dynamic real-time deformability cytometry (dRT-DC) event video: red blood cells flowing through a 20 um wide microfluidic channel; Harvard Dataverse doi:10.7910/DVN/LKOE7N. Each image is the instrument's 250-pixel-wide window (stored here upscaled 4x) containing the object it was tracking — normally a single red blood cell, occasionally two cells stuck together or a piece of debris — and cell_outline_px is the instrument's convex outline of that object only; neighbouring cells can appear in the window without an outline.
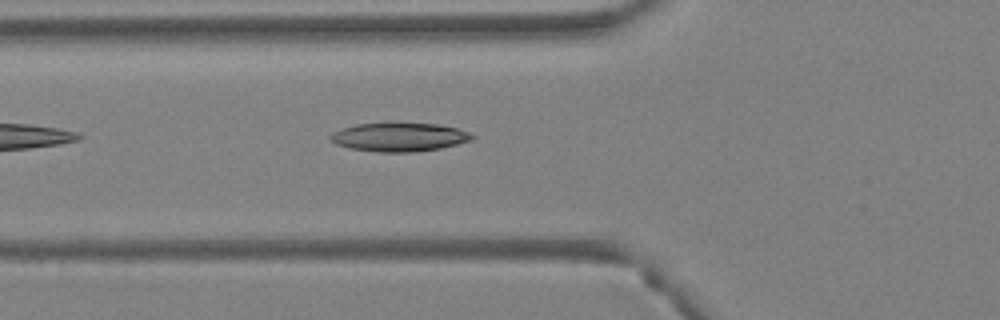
{"species": "Egyptian fruit bat (a non-hibernating species)", "species_latin": "Rousettus aegyptiacus", "temperature_condition": "warm", "stored_images_in_passage": 5, "camera_frame_rate_fps": 3000, "um_per_image_px": 0.085, "animal": {"sex": "female"}, "frame": {"image": 1, "passage_image": 5, "time_ms": 1.333, "image_size_px": [1000, 320], "cell_outline_px": [[476, 136], [472, 140], [440, 148], [412, 152], [380, 152], [352, 148], [336, 144], [328, 136], [344, 128], [356, 124], [440, 124], [456, 128], [468, 132]], "centroid_in_image_um": [33.98, 11.66], "position_along_channel_um": 91.8, "area_um2": 23.06}}